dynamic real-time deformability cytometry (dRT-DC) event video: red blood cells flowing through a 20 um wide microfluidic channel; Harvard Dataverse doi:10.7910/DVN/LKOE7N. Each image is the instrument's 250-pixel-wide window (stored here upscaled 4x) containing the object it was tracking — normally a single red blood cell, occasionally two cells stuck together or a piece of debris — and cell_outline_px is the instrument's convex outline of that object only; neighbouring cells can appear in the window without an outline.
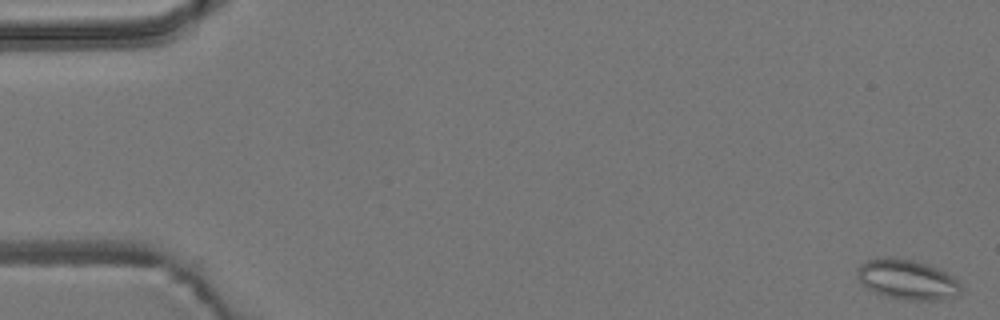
{"species": "common noctule bat (a hibernating species)", "species_latin": "Nyctalus noctula", "temperature_condition": "room temperature", "stored_images_in_passage": 19, "camera_frame_rate_fps": 3000, "um_per_image_px": 0.085, "animal": {"sex": "male", "body_mass_g": 19.2, "forearm_length_mm": 51.8}, "frame": {"image": 1, "passage_image": 2, "time_ms": 0.333, "image_size_px": [1000, 320], "cell_outline_px": [[960, 292], [956, 296], [940, 300], [908, 300], [888, 296], [876, 292], [868, 288], [856, 276], [856, 268], [860, 264], [868, 260], [892, 256], [912, 260], [940, 268], [948, 272], [960, 284]], "centroid_in_image_um": [77.12, 23.74], "position_along_channel_um": 7.9, "area_um2": 24.1}}
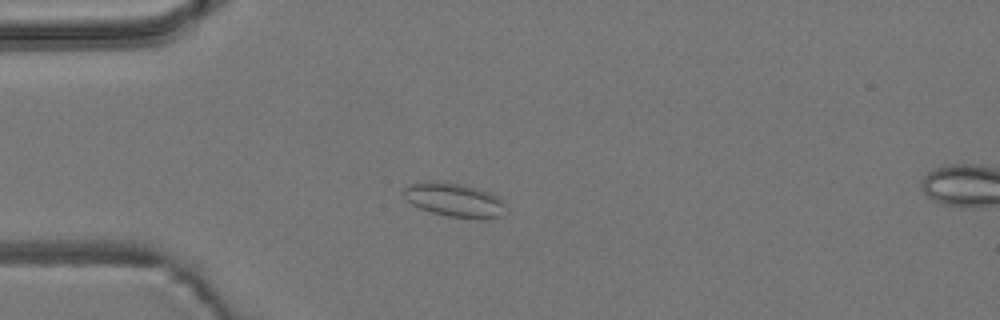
{"frame": {"image": 2, "passage_image": 16, "time_ms": 5.0, "image_size_px": [1000, 320], "cell_outline_px": [[504, 216], [448, 216], [432, 212], [420, 208], [412, 204], [404, 196], [404, 188], [408, 184], [416, 180], [436, 180], [460, 184], [476, 188], [488, 192], [496, 196], [504, 204]], "centroid_in_image_um": [38.5, 16.92], "position_along_channel_um": 46.5, "area_um2": 19.59}}